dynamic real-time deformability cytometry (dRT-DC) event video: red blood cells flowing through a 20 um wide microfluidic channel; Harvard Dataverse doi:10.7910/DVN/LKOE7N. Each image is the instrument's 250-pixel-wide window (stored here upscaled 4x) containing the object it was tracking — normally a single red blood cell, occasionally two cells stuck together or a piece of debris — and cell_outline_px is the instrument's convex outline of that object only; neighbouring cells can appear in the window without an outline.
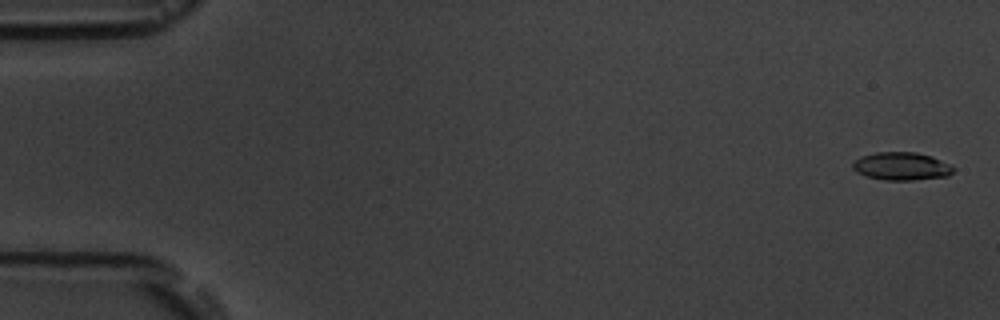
{"species": "common noctule bat (a hibernating species)", "species_latin": "Nyctalus noctula", "temperature_condition": "room temperature", "stored_images_in_passage": 17, "camera_frame_rate_fps": 3000, "um_per_image_px": 0.085, "animal": {"sex": "male", "body_mass_g": 19.5, "forearm_length_mm": 54.6}, "frame": {"image": 1, "passage_image": 1, "time_ms": 0.0, "image_size_px": [1000, 320], "cell_outline_px": [[956, 168], [948, 176], [912, 180], [884, 180], [868, 176], [856, 172], [852, 168], [852, 164], [860, 156], [876, 152], [916, 152], [932, 156], [952, 164]], "centroid_in_image_um": [76.66, 14.12], "position_along_channel_um": 8.3, "area_um2": 16.53}}
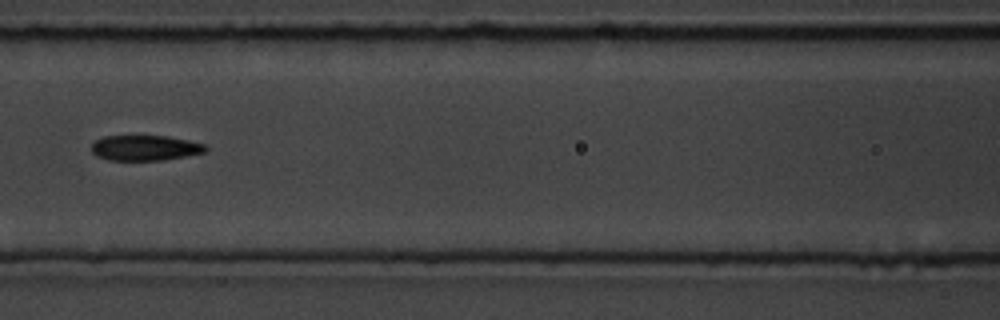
{"frame": {"image": 2, "passage_image": 8, "time_ms": 8.0, "image_size_px": [1000, 320], "cell_outline_px": [[208, 148], [204, 152], [164, 160], [108, 160], [96, 156], [92, 152], [92, 144], [96, 140], [104, 136], [168, 136], [188, 140], [204, 144]], "centroid_in_image_um": [12.31, 12.57], "position_along_channel_um": 154.3, "area_um2": 16.76}}
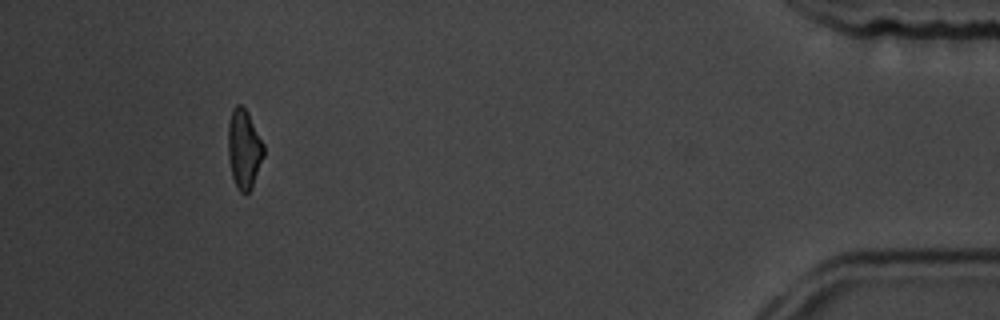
{"frame": {"image": 3, "passage_image": 16, "time_ms": 17.0, "image_size_px": [1000, 320], "cell_outline_px": [[264, 156], [252, 188], [248, 192], [240, 192], [236, 188], [232, 176], [228, 156], [228, 124], [232, 108], [236, 104], [240, 104], [248, 112], [264, 144]], "centroid_in_image_um": [20.74, 12.66], "position_along_channel_um": 414.5, "area_um2": 16.59}, "authors_computed_cell_mechanics": {"area_um2": 16.5886, "velocity_mm_per_s": 3.6267, "shape_relaxation_time_tau1_ms": 2.2412, "shape_relaxation_time_tau2_ms": 6.0024, "deformation_change_tau1": 0.0891, "deformation_change_tau2": 0.1498}}